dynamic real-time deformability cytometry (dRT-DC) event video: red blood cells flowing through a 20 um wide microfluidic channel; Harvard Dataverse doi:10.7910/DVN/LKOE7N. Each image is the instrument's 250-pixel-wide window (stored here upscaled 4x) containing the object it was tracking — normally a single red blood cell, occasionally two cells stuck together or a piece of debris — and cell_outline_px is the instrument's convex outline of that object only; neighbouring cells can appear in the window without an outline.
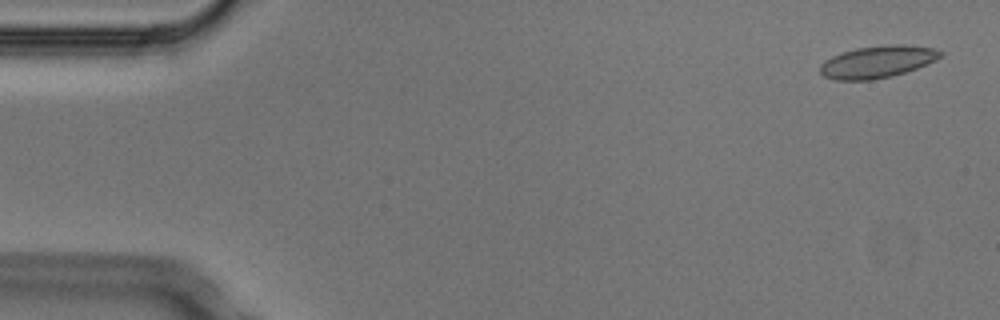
{"species": "Egyptian fruit bat (a non-hibernating species)", "species_latin": "Rousettus aegyptiacus", "temperature_condition": "cold", "stored_images_in_passage": 9, "camera_frame_rate_fps": 3000, "um_per_image_px": 0.085, "animal": {"sex": "male"}, "frame": {"image": 1, "passage_image": 1, "time_ms": 0.0, "image_size_px": [1000, 320], "cell_outline_px": [[944, 52], [936, 60], [916, 68], [892, 76], [872, 80], [836, 80], [824, 76], [820, 72], [820, 64], [824, 60], [832, 56], [856, 48], [892, 44], [904, 44], [936, 48]], "centroid_in_image_um": [74.59, 5.25], "position_along_channel_um": 10.4, "area_um2": 22.48}}
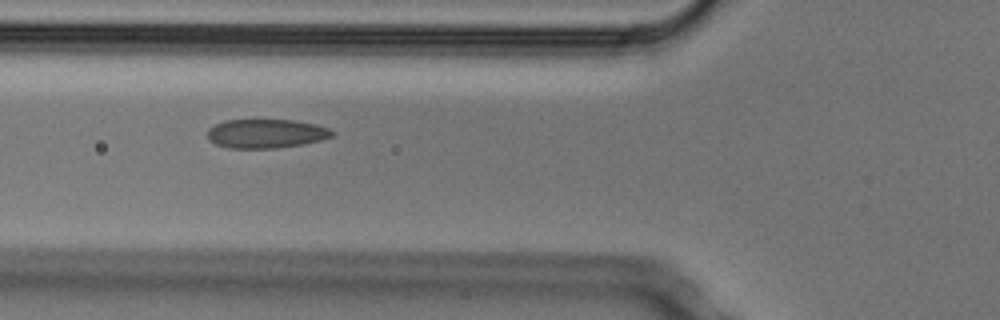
{"frame": {"image": 2, "passage_image": 5, "time_ms": 1.333, "image_size_px": [1000, 320], "cell_outline_px": [[332, 136], [320, 140], [304, 144], [276, 148], [228, 148], [216, 144], [208, 140], [208, 128], [224, 120], [292, 120], [316, 124], [328, 128], [332, 132]], "centroid_in_image_um": [22.58, 11.36], "position_along_channel_um": 103.2, "area_um2": 20.98}}
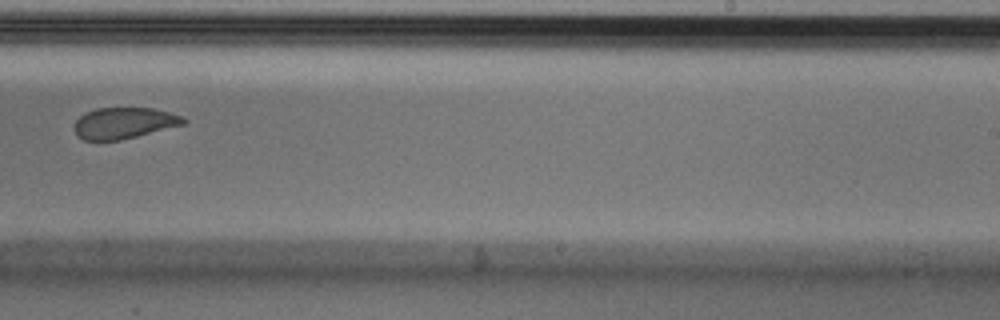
{"frame": {"image": 3, "passage_image": 9, "time_ms": 2.667, "image_size_px": [1000, 320], "cell_outline_px": [[188, 120], [184, 124], [120, 140], [84, 140], [76, 136], [72, 128], [76, 120], [84, 112], [96, 108], [152, 108], [168, 112], [180, 116]], "centroid_in_image_um": [10.46, 10.46], "position_along_channel_um": 278.5, "area_um2": 19.83}}